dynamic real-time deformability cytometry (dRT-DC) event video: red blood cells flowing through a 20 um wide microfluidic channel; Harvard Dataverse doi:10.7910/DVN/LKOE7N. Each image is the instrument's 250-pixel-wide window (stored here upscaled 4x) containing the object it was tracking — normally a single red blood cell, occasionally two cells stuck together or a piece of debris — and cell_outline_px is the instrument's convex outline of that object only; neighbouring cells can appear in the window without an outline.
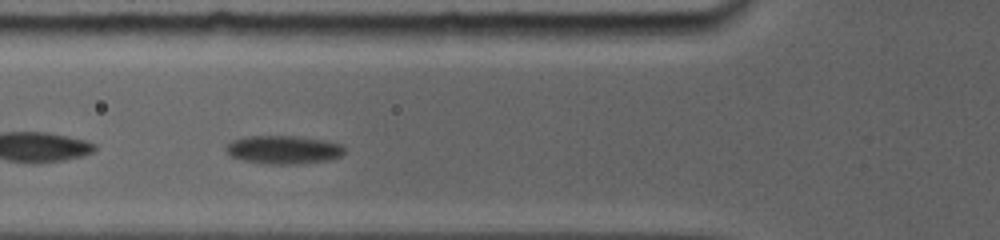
{"species": "common noctule bat (a hibernating species)", "species_latin": "Nyctalus noctula", "temperature_condition": "room temperature", "stored_images_in_passage": 23, "camera_frame_rate_fps": 5000, "um_per_image_px": 0.085, "animal": {"sex": "female", "body_mass_g": 19.0, "forearm_length_mm": 56.7}, "frame": {"image": 1, "passage_image": 4, "time_ms": 1.6, "image_size_px": [1000, 240], "cell_outline_px": [[348, 148], [340, 156], [328, 160], [296, 164], [264, 164], [240, 160], [232, 156], [224, 148], [232, 140], [244, 136], [296, 136], [324, 140], [340, 144]], "centroid_in_image_um": [24.09, 12.72], "position_along_channel_um": 101.7, "area_um2": 19.71}}
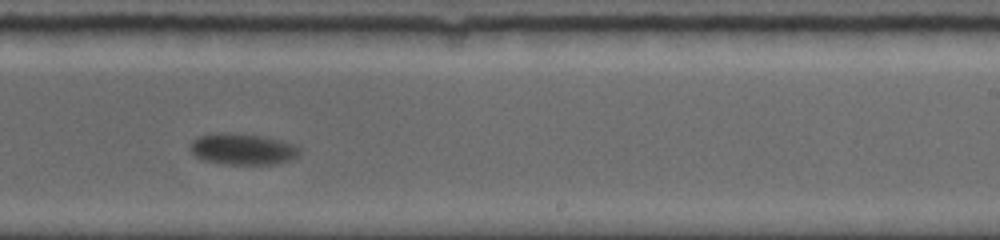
{"frame": {"image": 2, "passage_image": 13, "time_ms": 6.2, "image_size_px": [1000, 240], "cell_outline_px": [[300, 152], [296, 156], [288, 160], [272, 164], [220, 164], [204, 160], [196, 156], [188, 148], [192, 140], [200, 136], [220, 132], [228, 132], [260, 136], [284, 140], [300, 148]], "centroid_in_image_um": [20.59, 12.67], "position_along_channel_um": 268.4, "area_um2": 19.88}}
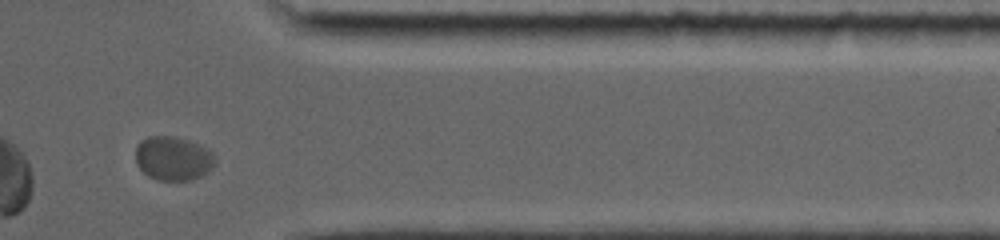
{"frame": {"image": 3, "passage_image": 20, "time_ms": 9.8, "image_size_px": [1000, 240], "cell_outline_px": [[216, 160], [212, 168], [208, 172], [192, 180], [156, 180], [148, 176], [136, 164], [136, 144], [140, 140], [148, 136], [176, 136], [200, 144], [212, 152], [216, 156]], "centroid_in_image_um": [14.72, 13.45], "position_along_channel_um": 396.7, "area_um2": 20.69}, "authors_computed_cell_mechanics": {"area_um2": 20.3456, "velocity_mm_per_s": 3.6321, "shape_relaxation_time_tau1_ms": 3.2186, "shape_relaxation_time_tau2_ms": null, "deformation_change_tau1": 0.075, "deformation_change_tau2": null}}